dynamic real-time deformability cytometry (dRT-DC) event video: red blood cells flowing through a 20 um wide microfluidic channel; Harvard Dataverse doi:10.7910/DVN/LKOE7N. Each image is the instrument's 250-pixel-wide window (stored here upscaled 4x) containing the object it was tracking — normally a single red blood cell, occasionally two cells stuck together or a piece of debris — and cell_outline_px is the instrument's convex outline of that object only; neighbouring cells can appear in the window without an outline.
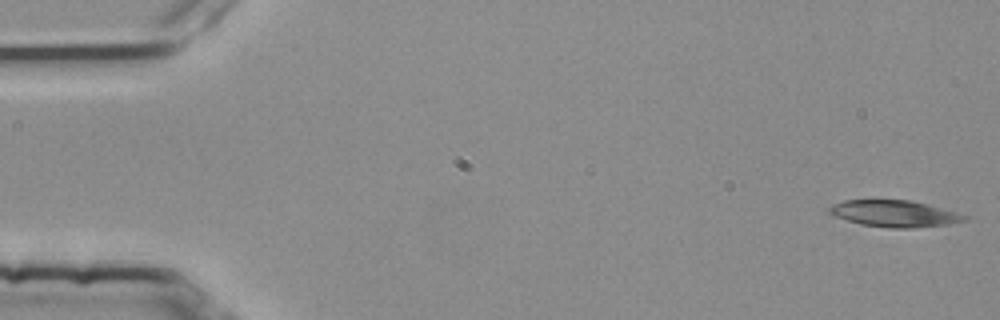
{"species": "common noctule bat (a hibernating species)", "species_latin": "Nyctalus noctula", "temperature_condition": "room temperature", "stored_images_in_passage": 54, "camera_frame_rate_fps": 3000, "um_per_image_px": 0.085, "animal": {"sex": "female", "body_mass_g": 25.1}, "frame": {"image": 1, "passage_image": 1, "time_ms": 0.0, "image_size_px": [1000, 320], "cell_outline_px": [[968, 220], [952, 224], [908, 228], [892, 228], [860, 224], [836, 216], [828, 212], [828, 208], [832, 204], [844, 200], [908, 200], [956, 212], [968, 216]], "centroid_in_image_um": [76.03, 18.16], "position_along_channel_um": 9.0, "area_um2": 20.69}}
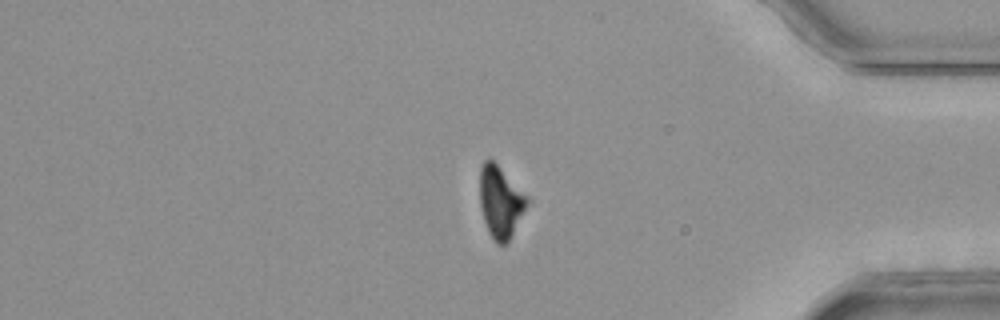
{"frame": {"image": 2, "passage_image": 45, "time_ms": 14.667, "image_size_px": [1000, 320], "cell_outline_px": [[528, 204], [508, 240], [504, 244], [496, 244], [488, 232], [484, 220], [480, 204], [480, 168], [484, 160], [492, 160], [528, 196]], "centroid_in_image_um": [42.52, 17.16], "position_along_channel_um": 392.7, "area_um2": 19.31}}
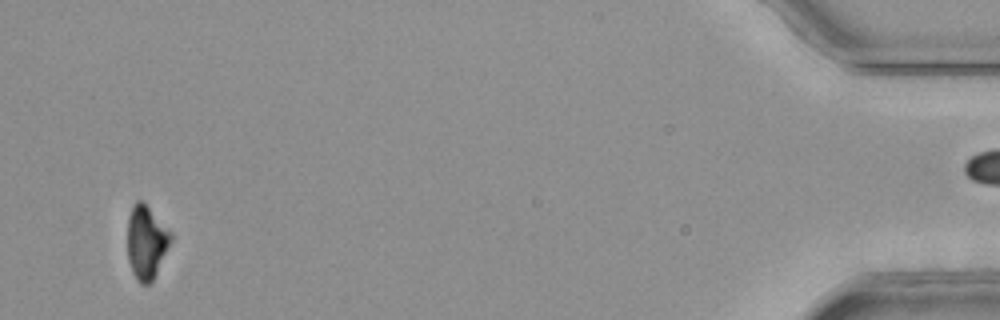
{"frame": {"image": 3, "passage_image": 52, "time_ms": 17.0, "image_size_px": [1000, 320], "cell_outline_px": [[172, 240], [152, 280], [148, 284], [140, 284], [136, 280], [132, 272], [128, 260], [128, 216], [132, 204], [136, 200], [140, 200], [172, 232]], "centroid_in_image_um": [12.42, 20.59], "position_along_channel_um": 422.8, "area_um2": 18.32}, "authors_computed_cell_mechanics": {"area_um2": 21.0392, "velocity_mm_per_s": 3.7882, "shape_relaxation_time_tau1_ms": 8.0508, "shape_relaxation_time_tau2_ms": null, "deformation_change_tau1": 0.1909, "deformation_change_tau2": null}}